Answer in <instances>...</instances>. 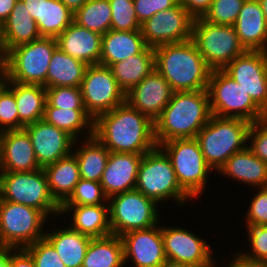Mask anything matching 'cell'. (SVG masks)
Returning a JSON list of instances; mask_svg holds the SVG:
<instances>
[{"label": "cell", "instance_id": "obj_1", "mask_svg": "<svg viewBox=\"0 0 267 267\" xmlns=\"http://www.w3.org/2000/svg\"><path fill=\"white\" fill-rule=\"evenodd\" d=\"M93 135L110 151L144 155L154 149V122L127 102L99 115Z\"/></svg>", "mask_w": 267, "mask_h": 267}, {"label": "cell", "instance_id": "obj_2", "mask_svg": "<svg viewBox=\"0 0 267 267\" xmlns=\"http://www.w3.org/2000/svg\"><path fill=\"white\" fill-rule=\"evenodd\" d=\"M212 116L207 89L173 92L154 121L156 145L172 139L195 138Z\"/></svg>", "mask_w": 267, "mask_h": 267}, {"label": "cell", "instance_id": "obj_3", "mask_svg": "<svg viewBox=\"0 0 267 267\" xmlns=\"http://www.w3.org/2000/svg\"><path fill=\"white\" fill-rule=\"evenodd\" d=\"M155 69L173 92L207 89L212 69L190 39L154 47Z\"/></svg>", "mask_w": 267, "mask_h": 267}, {"label": "cell", "instance_id": "obj_4", "mask_svg": "<svg viewBox=\"0 0 267 267\" xmlns=\"http://www.w3.org/2000/svg\"><path fill=\"white\" fill-rule=\"evenodd\" d=\"M250 125V122L239 118L212 115L198 132L195 139L213 171L218 172L231 155L247 147Z\"/></svg>", "mask_w": 267, "mask_h": 267}, {"label": "cell", "instance_id": "obj_5", "mask_svg": "<svg viewBox=\"0 0 267 267\" xmlns=\"http://www.w3.org/2000/svg\"><path fill=\"white\" fill-rule=\"evenodd\" d=\"M135 189L159 205L173 199L182 207L192 200L178 184L173 166L159 146L142 156Z\"/></svg>", "mask_w": 267, "mask_h": 267}, {"label": "cell", "instance_id": "obj_6", "mask_svg": "<svg viewBox=\"0 0 267 267\" xmlns=\"http://www.w3.org/2000/svg\"><path fill=\"white\" fill-rule=\"evenodd\" d=\"M158 146L168 156L180 187L192 199L199 198L213 170L207 164L198 141L195 138L172 139Z\"/></svg>", "mask_w": 267, "mask_h": 267}, {"label": "cell", "instance_id": "obj_7", "mask_svg": "<svg viewBox=\"0 0 267 267\" xmlns=\"http://www.w3.org/2000/svg\"><path fill=\"white\" fill-rule=\"evenodd\" d=\"M0 199L36 208L48 218H60L61 206L51 195L43 168L29 172H0Z\"/></svg>", "mask_w": 267, "mask_h": 267}, {"label": "cell", "instance_id": "obj_8", "mask_svg": "<svg viewBox=\"0 0 267 267\" xmlns=\"http://www.w3.org/2000/svg\"><path fill=\"white\" fill-rule=\"evenodd\" d=\"M207 91L214 116L239 118L250 123L267 117L250 95L223 69L211 71Z\"/></svg>", "mask_w": 267, "mask_h": 267}, {"label": "cell", "instance_id": "obj_9", "mask_svg": "<svg viewBox=\"0 0 267 267\" xmlns=\"http://www.w3.org/2000/svg\"><path fill=\"white\" fill-rule=\"evenodd\" d=\"M47 219L36 208L0 199V246L25 248L44 238Z\"/></svg>", "mask_w": 267, "mask_h": 267}, {"label": "cell", "instance_id": "obj_10", "mask_svg": "<svg viewBox=\"0 0 267 267\" xmlns=\"http://www.w3.org/2000/svg\"><path fill=\"white\" fill-rule=\"evenodd\" d=\"M191 40L212 70L224 69L246 51L234 26L212 24L202 17L194 19Z\"/></svg>", "mask_w": 267, "mask_h": 267}, {"label": "cell", "instance_id": "obj_11", "mask_svg": "<svg viewBox=\"0 0 267 267\" xmlns=\"http://www.w3.org/2000/svg\"><path fill=\"white\" fill-rule=\"evenodd\" d=\"M57 47L56 38L41 37L12 48L7 53L8 81L47 88V72Z\"/></svg>", "mask_w": 267, "mask_h": 267}, {"label": "cell", "instance_id": "obj_12", "mask_svg": "<svg viewBox=\"0 0 267 267\" xmlns=\"http://www.w3.org/2000/svg\"><path fill=\"white\" fill-rule=\"evenodd\" d=\"M108 205L110 227L116 236L153 227L161 219L159 204L136 189L111 196Z\"/></svg>", "mask_w": 267, "mask_h": 267}, {"label": "cell", "instance_id": "obj_13", "mask_svg": "<svg viewBox=\"0 0 267 267\" xmlns=\"http://www.w3.org/2000/svg\"><path fill=\"white\" fill-rule=\"evenodd\" d=\"M80 89L85 110L93 120L126 102V93L111 69L101 64L87 66Z\"/></svg>", "mask_w": 267, "mask_h": 267}, {"label": "cell", "instance_id": "obj_14", "mask_svg": "<svg viewBox=\"0 0 267 267\" xmlns=\"http://www.w3.org/2000/svg\"><path fill=\"white\" fill-rule=\"evenodd\" d=\"M193 22L194 18L178 2L174 7L160 11L143 22L140 31L145 44L154 48L190 40Z\"/></svg>", "mask_w": 267, "mask_h": 267}, {"label": "cell", "instance_id": "obj_15", "mask_svg": "<svg viewBox=\"0 0 267 267\" xmlns=\"http://www.w3.org/2000/svg\"><path fill=\"white\" fill-rule=\"evenodd\" d=\"M161 233L168 263L184 265H215L213 249L206 239L179 226L161 225Z\"/></svg>", "mask_w": 267, "mask_h": 267}, {"label": "cell", "instance_id": "obj_16", "mask_svg": "<svg viewBox=\"0 0 267 267\" xmlns=\"http://www.w3.org/2000/svg\"><path fill=\"white\" fill-rule=\"evenodd\" d=\"M267 115V52L245 51L223 69Z\"/></svg>", "mask_w": 267, "mask_h": 267}, {"label": "cell", "instance_id": "obj_17", "mask_svg": "<svg viewBox=\"0 0 267 267\" xmlns=\"http://www.w3.org/2000/svg\"><path fill=\"white\" fill-rule=\"evenodd\" d=\"M121 239L125 264L132 261L135 267H163L167 263L160 223L124 233Z\"/></svg>", "mask_w": 267, "mask_h": 267}, {"label": "cell", "instance_id": "obj_18", "mask_svg": "<svg viewBox=\"0 0 267 267\" xmlns=\"http://www.w3.org/2000/svg\"><path fill=\"white\" fill-rule=\"evenodd\" d=\"M31 138L37 162L41 168L70 155L75 139L66 131L43 119L23 128Z\"/></svg>", "mask_w": 267, "mask_h": 267}, {"label": "cell", "instance_id": "obj_19", "mask_svg": "<svg viewBox=\"0 0 267 267\" xmlns=\"http://www.w3.org/2000/svg\"><path fill=\"white\" fill-rule=\"evenodd\" d=\"M172 94L169 83L154 69L126 93V102L154 122L169 103Z\"/></svg>", "mask_w": 267, "mask_h": 267}, {"label": "cell", "instance_id": "obj_20", "mask_svg": "<svg viewBox=\"0 0 267 267\" xmlns=\"http://www.w3.org/2000/svg\"><path fill=\"white\" fill-rule=\"evenodd\" d=\"M141 154L110 152L100 184L108 198L135 189Z\"/></svg>", "mask_w": 267, "mask_h": 267}, {"label": "cell", "instance_id": "obj_21", "mask_svg": "<svg viewBox=\"0 0 267 267\" xmlns=\"http://www.w3.org/2000/svg\"><path fill=\"white\" fill-rule=\"evenodd\" d=\"M32 141L22 130L2 131L0 172H29L39 170Z\"/></svg>", "mask_w": 267, "mask_h": 267}, {"label": "cell", "instance_id": "obj_22", "mask_svg": "<svg viewBox=\"0 0 267 267\" xmlns=\"http://www.w3.org/2000/svg\"><path fill=\"white\" fill-rule=\"evenodd\" d=\"M102 36L73 21L56 40L63 52L87 65H93L100 63Z\"/></svg>", "mask_w": 267, "mask_h": 267}, {"label": "cell", "instance_id": "obj_23", "mask_svg": "<svg viewBox=\"0 0 267 267\" xmlns=\"http://www.w3.org/2000/svg\"><path fill=\"white\" fill-rule=\"evenodd\" d=\"M234 28L245 50L267 52V19L258 0L244 1Z\"/></svg>", "mask_w": 267, "mask_h": 267}, {"label": "cell", "instance_id": "obj_24", "mask_svg": "<svg viewBox=\"0 0 267 267\" xmlns=\"http://www.w3.org/2000/svg\"><path fill=\"white\" fill-rule=\"evenodd\" d=\"M21 1L36 21L41 37L57 38L74 21V13L60 0Z\"/></svg>", "mask_w": 267, "mask_h": 267}, {"label": "cell", "instance_id": "obj_25", "mask_svg": "<svg viewBox=\"0 0 267 267\" xmlns=\"http://www.w3.org/2000/svg\"><path fill=\"white\" fill-rule=\"evenodd\" d=\"M69 214H71L72 221L67 225H70L69 227L74 231L92 238L105 237L112 234L108 204L61 205L60 216L66 217Z\"/></svg>", "mask_w": 267, "mask_h": 267}, {"label": "cell", "instance_id": "obj_26", "mask_svg": "<svg viewBox=\"0 0 267 267\" xmlns=\"http://www.w3.org/2000/svg\"><path fill=\"white\" fill-rule=\"evenodd\" d=\"M217 173L223 174L221 177L245 183L252 189L267 187V163L254 155L248 147L231 155Z\"/></svg>", "mask_w": 267, "mask_h": 267}, {"label": "cell", "instance_id": "obj_27", "mask_svg": "<svg viewBox=\"0 0 267 267\" xmlns=\"http://www.w3.org/2000/svg\"><path fill=\"white\" fill-rule=\"evenodd\" d=\"M146 47L141 31H115L110 29L102 36L99 64L110 67L112 64L140 54Z\"/></svg>", "mask_w": 267, "mask_h": 267}, {"label": "cell", "instance_id": "obj_28", "mask_svg": "<svg viewBox=\"0 0 267 267\" xmlns=\"http://www.w3.org/2000/svg\"><path fill=\"white\" fill-rule=\"evenodd\" d=\"M14 93L18 111V130L42 120L46 104V88L39 84H22L7 81Z\"/></svg>", "mask_w": 267, "mask_h": 267}, {"label": "cell", "instance_id": "obj_29", "mask_svg": "<svg viewBox=\"0 0 267 267\" xmlns=\"http://www.w3.org/2000/svg\"><path fill=\"white\" fill-rule=\"evenodd\" d=\"M62 227L46 230L44 237L53 245L66 267H82L92 237L72 230L69 225Z\"/></svg>", "mask_w": 267, "mask_h": 267}, {"label": "cell", "instance_id": "obj_30", "mask_svg": "<svg viewBox=\"0 0 267 267\" xmlns=\"http://www.w3.org/2000/svg\"><path fill=\"white\" fill-rule=\"evenodd\" d=\"M2 32L6 53L14 47L41 38L36 21L21 0H18L9 17L2 24Z\"/></svg>", "mask_w": 267, "mask_h": 267}, {"label": "cell", "instance_id": "obj_31", "mask_svg": "<svg viewBox=\"0 0 267 267\" xmlns=\"http://www.w3.org/2000/svg\"><path fill=\"white\" fill-rule=\"evenodd\" d=\"M49 190L55 201L61 206L73 192L80 180L78 160L70 155L57 160L55 163L43 168Z\"/></svg>", "mask_w": 267, "mask_h": 267}, {"label": "cell", "instance_id": "obj_32", "mask_svg": "<svg viewBox=\"0 0 267 267\" xmlns=\"http://www.w3.org/2000/svg\"><path fill=\"white\" fill-rule=\"evenodd\" d=\"M77 141L74 142L72 153L78 160L80 178L100 182L110 151L94 135L84 141L80 139L78 148Z\"/></svg>", "mask_w": 267, "mask_h": 267}, {"label": "cell", "instance_id": "obj_33", "mask_svg": "<svg viewBox=\"0 0 267 267\" xmlns=\"http://www.w3.org/2000/svg\"><path fill=\"white\" fill-rule=\"evenodd\" d=\"M121 89L127 93L155 69V52L147 46L140 54L109 67Z\"/></svg>", "mask_w": 267, "mask_h": 267}, {"label": "cell", "instance_id": "obj_34", "mask_svg": "<svg viewBox=\"0 0 267 267\" xmlns=\"http://www.w3.org/2000/svg\"><path fill=\"white\" fill-rule=\"evenodd\" d=\"M87 64L56 48L47 72V88L80 87Z\"/></svg>", "mask_w": 267, "mask_h": 267}, {"label": "cell", "instance_id": "obj_35", "mask_svg": "<svg viewBox=\"0 0 267 267\" xmlns=\"http://www.w3.org/2000/svg\"><path fill=\"white\" fill-rule=\"evenodd\" d=\"M43 120L58 129L66 131L75 140L83 139L82 135L85 136L86 133L84 139L93 136L94 120L85 109L55 108L46 101Z\"/></svg>", "mask_w": 267, "mask_h": 267}, {"label": "cell", "instance_id": "obj_36", "mask_svg": "<svg viewBox=\"0 0 267 267\" xmlns=\"http://www.w3.org/2000/svg\"><path fill=\"white\" fill-rule=\"evenodd\" d=\"M124 264L121 236L111 234L91 239L82 267H124Z\"/></svg>", "mask_w": 267, "mask_h": 267}, {"label": "cell", "instance_id": "obj_37", "mask_svg": "<svg viewBox=\"0 0 267 267\" xmlns=\"http://www.w3.org/2000/svg\"><path fill=\"white\" fill-rule=\"evenodd\" d=\"M74 22L99 34L111 29V6L108 0H88L74 13Z\"/></svg>", "mask_w": 267, "mask_h": 267}, {"label": "cell", "instance_id": "obj_38", "mask_svg": "<svg viewBox=\"0 0 267 267\" xmlns=\"http://www.w3.org/2000/svg\"><path fill=\"white\" fill-rule=\"evenodd\" d=\"M249 249L234 253L241 262L267 266V225L246 222Z\"/></svg>", "mask_w": 267, "mask_h": 267}, {"label": "cell", "instance_id": "obj_39", "mask_svg": "<svg viewBox=\"0 0 267 267\" xmlns=\"http://www.w3.org/2000/svg\"><path fill=\"white\" fill-rule=\"evenodd\" d=\"M108 204L100 182L80 178L69 198L62 205Z\"/></svg>", "mask_w": 267, "mask_h": 267}, {"label": "cell", "instance_id": "obj_40", "mask_svg": "<svg viewBox=\"0 0 267 267\" xmlns=\"http://www.w3.org/2000/svg\"><path fill=\"white\" fill-rule=\"evenodd\" d=\"M111 6V29L115 31H140L133 0H108Z\"/></svg>", "mask_w": 267, "mask_h": 267}, {"label": "cell", "instance_id": "obj_41", "mask_svg": "<svg viewBox=\"0 0 267 267\" xmlns=\"http://www.w3.org/2000/svg\"><path fill=\"white\" fill-rule=\"evenodd\" d=\"M245 0H213L202 17L212 24L234 26Z\"/></svg>", "mask_w": 267, "mask_h": 267}, {"label": "cell", "instance_id": "obj_42", "mask_svg": "<svg viewBox=\"0 0 267 267\" xmlns=\"http://www.w3.org/2000/svg\"><path fill=\"white\" fill-rule=\"evenodd\" d=\"M46 100L55 108L85 109L80 87L46 88Z\"/></svg>", "mask_w": 267, "mask_h": 267}, {"label": "cell", "instance_id": "obj_43", "mask_svg": "<svg viewBox=\"0 0 267 267\" xmlns=\"http://www.w3.org/2000/svg\"><path fill=\"white\" fill-rule=\"evenodd\" d=\"M36 267H66L53 245L44 237L25 247Z\"/></svg>", "mask_w": 267, "mask_h": 267}, {"label": "cell", "instance_id": "obj_44", "mask_svg": "<svg viewBox=\"0 0 267 267\" xmlns=\"http://www.w3.org/2000/svg\"><path fill=\"white\" fill-rule=\"evenodd\" d=\"M6 130H18L17 104L7 86L0 91V131Z\"/></svg>", "mask_w": 267, "mask_h": 267}, {"label": "cell", "instance_id": "obj_45", "mask_svg": "<svg viewBox=\"0 0 267 267\" xmlns=\"http://www.w3.org/2000/svg\"><path fill=\"white\" fill-rule=\"evenodd\" d=\"M247 147L259 159L267 163V117L251 123Z\"/></svg>", "mask_w": 267, "mask_h": 267}, {"label": "cell", "instance_id": "obj_46", "mask_svg": "<svg viewBox=\"0 0 267 267\" xmlns=\"http://www.w3.org/2000/svg\"><path fill=\"white\" fill-rule=\"evenodd\" d=\"M258 189L250 201V206L246 210L244 221L267 225V187Z\"/></svg>", "mask_w": 267, "mask_h": 267}, {"label": "cell", "instance_id": "obj_47", "mask_svg": "<svg viewBox=\"0 0 267 267\" xmlns=\"http://www.w3.org/2000/svg\"><path fill=\"white\" fill-rule=\"evenodd\" d=\"M178 2L179 0H133L140 24L156 13L174 7Z\"/></svg>", "mask_w": 267, "mask_h": 267}, {"label": "cell", "instance_id": "obj_48", "mask_svg": "<svg viewBox=\"0 0 267 267\" xmlns=\"http://www.w3.org/2000/svg\"><path fill=\"white\" fill-rule=\"evenodd\" d=\"M8 267H36L25 248H8Z\"/></svg>", "mask_w": 267, "mask_h": 267}, {"label": "cell", "instance_id": "obj_49", "mask_svg": "<svg viewBox=\"0 0 267 267\" xmlns=\"http://www.w3.org/2000/svg\"><path fill=\"white\" fill-rule=\"evenodd\" d=\"M213 0H179L180 4L195 19L203 17Z\"/></svg>", "mask_w": 267, "mask_h": 267}, {"label": "cell", "instance_id": "obj_50", "mask_svg": "<svg viewBox=\"0 0 267 267\" xmlns=\"http://www.w3.org/2000/svg\"><path fill=\"white\" fill-rule=\"evenodd\" d=\"M18 0H0V23L9 17Z\"/></svg>", "mask_w": 267, "mask_h": 267}, {"label": "cell", "instance_id": "obj_51", "mask_svg": "<svg viewBox=\"0 0 267 267\" xmlns=\"http://www.w3.org/2000/svg\"><path fill=\"white\" fill-rule=\"evenodd\" d=\"M63 2L73 13L82 7L88 0H60Z\"/></svg>", "mask_w": 267, "mask_h": 267}, {"label": "cell", "instance_id": "obj_52", "mask_svg": "<svg viewBox=\"0 0 267 267\" xmlns=\"http://www.w3.org/2000/svg\"><path fill=\"white\" fill-rule=\"evenodd\" d=\"M214 267H219L218 265ZM223 267V266H222ZM225 267H267L262 265H249L241 262L236 256L232 257L227 266Z\"/></svg>", "mask_w": 267, "mask_h": 267}, {"label": "cell", "instance_id": "obj_53", "mask_svg": "<svg viewBox=\"0 0 267 267\" xmlns=\"http://www.w3.org/2000/svg\"><path fill=\"white\" fill-rule=\"evenodd\" d=\"M0 72H8L7 53L4 46H0Z\"/></svg>", "mask_w": 267, "mask_h": 267}, {"label": "cell", "instance_id": "obj_54", "mask_svg": "<svg viewBox=\"0 0 267 267\" xmlns=\"http://www.w3.org/2000/svg\"><path fill=\"white\" fill-rule=\"evenodd\" d=\"M0 267H8V248L0 246Z\"/></svg>", "mask_w": 267, "mask_h": 267}, {"label": "cell", "instance_id": "obj_55", "mask_svg": "<svg viewBox=\"0 0 267 267\" xmlns=\"http://www.w3.org/2000/svg\"><path fill=\"white\" fill-rule=\"evenodd\" d=\"M163 267H214V265H184V264H174L166 263Z\"/></svg>", "mask_w": 267, "mask_h": 267}, {"label": "cell", "instance_id": "obj_56", "mask_svg": "<svg viewBox=\"0 0 267 267\" xmlns=\"http://www.w3.org/2000/svg\"><path fill=\"white\" fill-rule=\"evenodd\" d=\"M8 81V72H0V91L6 87Z\"/></svg>", "mask_w": 267, "mask_h": 267}, {"label": "cell", "instance_id": "obj_57", "mask_svg": "<svg viewBox=\"0 0 267 267\" xmlns=\"http://www.w3.org/2000/svg\"><path fill=\"white\" fill-rule=\"evenodd\" d=\"M261 9L264 13V17L267 19V0H258Z\"/></svg>", "mask_w": 267, "mask_h": 267}, {"label": "cell", "instance_id": "obj_58", "mask_svg": "<svg viewBox=\"0 0 267 267\" xmlns=\"http://www.w3.org/2000/svg\"><path fill=\"white\" fill-rule=\"evenodd\" d=\"M0 46H4L3 32H2V23H0Z\"/></svg>", "mask_w": 267, "mask_h": 267}, {"label": "cell", "instance_id": "obj_59", "mask_svg": "<svg viewBox=\"0 0 267 267\" xmlns=\"http://www.w3.org/2000/svg\"><path fill=\"white\" fill-rule=\"evenodd\" d=\"M1 140H2V131H0V169H1Z\"/></svg>", "mask_w": 267, "mask_h": 267}]
</instances>
